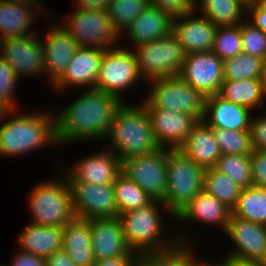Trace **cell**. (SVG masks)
<instances>
[{"label": "cell", "instance_id": "cell-1", "mask_svg": "<svg viewBox=\"0 0 266 266\" xmlns=\"http://www.w3.org/2000/svg\"><path fill=\"white\" fill-rule=\"evenodd\" d=\"M118 97L97 89H87L56 114L57 139L63 143L104 139L118 107Z\"/></svg>", "mask_w": 266, "mask_h": 266}, {"label": "cell", "instance_id": "cell-2", "mask_svg": "<svg viewBox=\"0 0 266 266\" xmlns=\"http://www.w3.org/2000/svg\"><path fill=\"white\" fill-rule=\"evenodd\" d=\"M151 153L167 170L162 202L166 212L175 217L204 189L205 169L186 156L179 145L157 143Z\"/></svg>", "mask_w": 266, "mask_h": 266}, {"label": "cell", "instance_id": "cell-3", "mask_svg": "<svg viewBox=\"0 0 266 266\" xmlns=\"http://www.w3.org/2000/svg\"><path fill=\"white\" fill-rule=\"evenodd\" d=\"M15 112L17 110L0 111V155L25 156L45 145L59 144L55 114L53 117L50 112L20 115Z\"/></svg>", "mask_w": 266, "mask_h": 266}, {"label": "cell", "instance_id": "cell-4", "mask_svg": "<svg viewBox=\"0 0 266 266\" xmlns=\"http://www.w3.org/2000/svg\"><path fill=\"white\" fill-rule=\"evenodd\" d=\"M104 139H109V149L120 161L152 152L158 143L150 115L143 103L131 105L123 103L115 112Z\"/></svg>", "mask_w": 266, "mask_h": 266}, {"label": "cell", "instance_id": "cell-5", "mask_svg": "<svg viewBox=\"0 0 266 266\" xmlns=\"http://www.w3.org/2000/svg\"><path fill=\"white\" fill-rule=\"evenodd\" d=\"M160 204L164 207L162 201L153 200L144 207L119 214L126 243L139 257L148 252L167 249L176 241H191L186 240V236L181 233L175 236L163 234L165 230L162 226L164 221L160 215Z\"/></svg>", "mask_w": 266, "mask_h": 266}, {"label": "cell", "instance_id": "cell-6", "mask_svg": "<svg viewBox=\"0 0 266 266\" xmlns=\"http://www.w3.org/2000/svg\"><path fill=\"white\" fill-rule=\"evenodd\" d=\"M61 177L42 181L32 187L28 197L33 217L31 223L63 227L76 217L69 183L63 174Z\"/></svg>", "mask_w": 266, "mask_h": 266}, {"label": "cell", "instance_id": "cell-7", "mask_svg": "<svg viewBox=\"0 0 266 266\" xmlns=\"http://www.w3.org/2000/svg\"><path fill=\"white\" fill-rule=\"evenodd\" d=\"M148 83L151 88L142 102L146 109H168L203 121L206 98L179 75L153 79Z\"/></svg>", "mask_w": 266, "mask_h": 266}, {"label": "cell", "instance_id": "cell-8", "mask_svg": "<svg viewBox=\"0 0 266 266\" xmlns=\"http://www.w3.org/2000/svg\"><path fill=\"white\" fill-rule=\"evenodd\" d=\"M141 80L178 76L184 66L185 53L177 37L170 33L132 48Z\"/></svg>", "mask_w": 266, "mask_h": 266}, {"label": "cell", "instance_id": "cell-9", "mask_svg": "<svg viewBox=\"0 0 266 266\" xmlns=\"http://www.w3.org/2000/svg\"><path fill=\"white\" fill-rule=\"evenodd\" d=\"M62 27L70 34L79 47L110 49L121 39L106 10H75L64 16ZM67 17V18H66ZM119 38V39H118Z\"/></svg>", "mask_w": 266, "mask_h": 266}, {"label": "cell", "instance_id": "cell-10", "mask_svg": "<svg viewBox=\"0 0 266 266\" xmlns=\"http://www.w3.org/2000/svg\"><path fill=\"white\" fill-rule=\"evenodd\" d=\"M132 48L115 46L104 50L95 89L124 100L122 91L136 85L141 78Z\"/></svg>", "mask_w": 266, "mask_h": 266}, {"label": "cell", "instance_id": "cell-11", "mask_svg": "<svg viewBox=\"0 0 266 266\" xmlns=\"http://www.w3.org/2000/svg\"><path fill=\"white\" fill-rule=\"evenodd\" d=\"M75 216L82 219L118 216L113 184L67 180Z\"/></svg>", "mask_w": 266, "mask_h": 266}, {"label": "cell", "instance_id": "cell-12", "mask_svg": "<svg viewBox=\"0 0 266 266\" xmlns=\"http://www.w3.org/2000/svg\"><path fill=\"white\" fill-rule=\"evenodd\" d=\"M224 61L213 51L185 55L179 76L205 98L218 93L224 80Z\"/></svg>", "mask_w": 266, "mask_h": 266}, {"label": "cell", "instance_id": "cell-13", "mask_svg": "<svg viewBox=\"0 0 266 266\" xmlns=\"http://www.w3.org/2000/svg\"><path fill=\"white\" fill-rule=\"evenodd\" d=\"M35 35L1 41L0 56L13 68L19 79L46 73L42 42Z\"/></svg>", "mask_w": 266, "mask_h": 266}, {"label": "cell", "instance_id": "cell-14", "mask_svg": "<svg viewBox=\"0 0 266 266\" xmlns=\"http://www.w3.org/2000/svg\"><path fill=\"white\" fill-rule=\"evenodd\" d=\"M121 173L135 182L153 200H164L167 170L152 153L126 158L121 161Z\"/></svg>", "mask_w": 266, "mask_h": 266}, {"label": "cell", "instance_id": "cell-15", "mask_svg": "<svg viewBox=\"0 0 266 266\" xmlns=\"http://www.w3.org/2000/svg\"><path fill=\"white\" fill-rule=\"evenodd\" d=\"M93 256L96 261L122 256H138L126 243L119 216L88 219Z\"/></svg>", "mask_w": 266, "mask_h": 266}, {"label": "cell", "instance_id": "cell-16", "mask_svg": "<svg viewBox=\"0 0 266 266\" xmlns=\"http://www.w3.org/2000/svg\"><path fill=\"white\" fill-rule=\"evenodd\" d=\"M196 12L176 16L173 20L172 33L185 54L212 51L214 46L218 26Z\"/></svg>", "mask_w": 266, "mask_h": 266}, {"label": "cell", "instance_id": "cell-17", "mask_svg": "<svg viewBox=\"0 0 266 266\" xmlns=\"http://www.w3.org/2000/svg\"><path fill=\"white\" fill-rule=\"evenodd\" d=\"M225 233L236 247L227 256L266 263V225L231 215Z\"/></svg>", "mask_w": 266, "mask_h": 266}, {"label": "cell", "instance_id": "cell-18", "mask_svg": "<svg viewBox=\"0 0 266 266\" xmlns=\"http://www.w3.org/2000/svg\"><path fill=\"white\" fill-rule=\"evenodd\" d=\"M67 180L88 182L95 185L113 184L121 173V161L109 149L104 148L77 161L68 171L61 170Z\"/></svg>", "mask_w": 266, "mask_h": 266}, {"label": "cell", "instance_id": "cell-19", "mask_svg": "<svg viewBox=\"0 0 266 266\" xmlns=\"http://www.w3.org/2000/svg\"><path fill=\"white\" fill-rule=\"evenodd\" d=\"M104 49L78 47L63 76L53 85L59 91L71 86L95 89ZM65 88V89H64Z\"/></svg>", "mask_w": 266, "mask_h": 266}, {"label": "cell", "instance_id": "cell-20", "mask_svg": "<svg viewBox=\"0 0 266 266\" xmlns=\"http://www.w3.org/2000/svg\"><path fill=\"white\" fill-rule=\"evenodd\" d=\"M48 28L42 42L46 74L54 85L64 74L71 58L79 47L70 34L59 24Z\"/></svg>", "mask_w": 266, "mask_h": 266}, {"label": "cell", "instance_id": "cell-21", "mask_svg": "<svg viewBox=\"0 0 266 266\" xmlns=\"http://www.w3.org/2000/svg\"><path fill=\"white\" fill-rule=\"evenodd\" d=\"M174 17L164 10L149 5L121 34L130 40L134 48L172 33ZM125 33V35H124Z\"/></svg>", "mask_w": 266, "mask_h": 266}, {"label": "cell", "instance_id": "cell-22", "mask_svg": "<svg viewBox=\"0 0 266 266\" xmlns=\"http://www.w3.org/2000/svg\"><path fill=\"white\" fill-rule=\"evenodd\" d=\"M251 110L226 101L217 94L205 99L203 121L213 129L249 131Z\"/></svg>", "mask_w": 266, "mask_h": 266}, {"label": "cell", "instance_id": "cell-23", "mask_svg": "<svg viewBox=\"0 0 266 266\" xmlns=\"http://www.w3.org/2000/svg\"><path fill=\"white\" fill-rule=\"evenodd\" d=\"M158 143L182 146L199 122L194 116L168 109H147Z\"/></svg>", "mask_w": 266, "mask_h": 266}, {"label": "cell", "instance_id": "cell-24", "mask_svg": "<svg viewBox=\"0 0 266 266\" xmlns=\"http://www.w3.org/2000/svg\"><path fill=\"white\" fill-rule=\"evenodd\" d=\"M231 215V208L203 189L174 219L185 223L195 221L219 225L225 232Z\"/></svg>", "mask_w": 266, "mask_h": 266}, {"label": "cell", "instance_id": "cell-25", "mask_svg": "<svg viewBox=\"0 0 266 266\" xmlns=\"http://www.w3.org/2000/svg\"><path fill=\"white\" fill-rule=\"evenodd\" d=\"M43 9L42 5L33 2L23 4L0 2V38H17L35 34V32H29V29L32 27L33 21L36 20V16H39L40 13H45L46 16L49 14L47 10L44 12L45 9Z\"/></svg>", "mask_w": 266, "mask_h": 266}, {"label": "cell", "instance_id": "cell-26", "mask_svg": "<svg viewBox=\"0 0 266 266\" xmlns=\"http://www.w3.org/2000/svg\"><path fill=\"white\" fill-rule=\"evenodd\" d=\"M182 148L186 156L204 169L214 168L221 156L213 128L204 121H199L192 128Z\"/></svg>", "mask_w": 266, "mask_h": 266}, {"label": "cell", "instance_id": "cell-27", "mask_svg": "<svg viewBox=\"0 0 266 266\" xmlns=\"http://www.w3.org/2000/svg\"><path fill=\"white\" fill-rule=\"evenodd\" d=\"M19 250L46 259L62 249L63 227L27 224L18 235Z\"/></svg>", "mask_w": 266, "mask_h": 266}, {"label": "cell", "instance_id": "cell-28", "mask_svg": "<svg viewBox=\"0 0 266 266\" xmlns=\"http://www.w3.org/2000/svg\"><path fill=\"white\" fill-rule=\"evenodd\" d=\"M62 248L78 266L95 263L88 220L75 217L63 226Z\"/></svg>", "mask_w": 266, "mask_h": 266}, {"label": "cell", "instance_id": "cell-29", "mask_svg": "<svg viewBox=\"0 0 266 266\" xmlns=\"http://www.w3.org/2000/svg\"><path fill=\"white\" fill-rule=\"evenodd\" d=\"M222 99L256 111L263 107L266 93L260 78H248L240 81L223 80L217 93Z\"/></svg>", "mask_w": 266, "mask_h": 266}, {"label": "cell", "instance_id": "cell-30", "mask_svg": "<svg viewBox=\"0 0 266 266\" xmlns=\"http://www.w3.org/2000/svg\"><path fill=\"white\" fill-rule=\"evenodd\" d=\"M195 0V10L198 14L211 20L217 26H237L242 22L245 8L238 0ZM199 5V6H198Z\"/></svg>", "mask_w": 266, "mask_h": 266}, {"label": "cell", "instance_id": "cell-31", "mask_svg": "<svg viewBox=\"0 0 266 266\" xmlns=\"http://www.w3.org/2000/svg\"><path fill=\"white\" fill-rule=\"evenodd\" d=\"M192 242L176 241L171 247L140 256L138 266H192L197 261Z\"/></svg>", "mask_w": 266, "mask_h": 266}, {"label": "cell", "instance_id": "cell-32", "mask_svg": "<svg viewBox=\"0 0 266 266\" xmlns=\"http://www.w3.org/2000/svg\"><path fill=\"white\" fill-rule=\"evenodd\" d=\"M232 215L266 225V188L251 186L242 189Z\"/></svg>", "mask_w": 266, "mask_h": 266}, {"label": "cell", "instance_id": "cell-33", "mask_svg": "<svg viewBox=\"0 0 266 266\" xmlns=\"http://www.w3.org/2000/svg\"><path fill=\"white\" fill-rule=\"evenodd\" d=\"M113 187L118 216L121 213L144 207L153 201L142 188L122 173L116 177Z\"/></svg>", "mask_w": 266, "mask_h": 266}, {"label": "cell", "instance_id": "cell-34", "mask_svg": "<svg viewBox=\"0 0 266 266\" xmlns=\"http://www.w3.org/2000/svg\"><path fill=\"white\" fill-rule=\"evenodd\" d=\"M203 187L206 192L213 195L220 202L225 203L231 209L236 205L242 190L230 178L215 168L204 170Z\"/></svg>", "mask_w": 266, "mask_h": 266}, {"label": "cell", "instance_id": "cell-35", "mask_svg": "<svg viewBox=\"0 0 266 266\" xmlns=\"http://www.w3.org/2000/svg\"><path fill=\"white\" fill-rule=\"evenodd\" d=\"M214 168L242 189L252 186L250 154H221Z\"/></svg>", "mask_w": 266, "mask_h": 266}, {"label": "cell", "instance_id": "cell-36", "mask_svg": "<svg viewBox=\"0 0 266 266\" xmlns=\"http://www.w3.org/2000/svg\"><path fill=\"white\" fill-rule=\"evenodd\" d=\"M264 59L246 53L224 60V80L261 78Z\"/></svg>", "mask_w": 266, "mask_h": 266}, {"label": "cell", "instance_id": "cell-37", "mask_svg": "<svg viewBox=\"0 0 266 266\" xmlns=\"http://www.w3.org/2000/svg\"><path fill=\"white\" fill-rule=\"evenodd\" d=\"M149 5L150 0H111L106 11L121 35Z\"/></svg>", "mask_w": 266, "mask_h": 266}, {"label": "cell", "instance_id": "cell-38", "mask_svg": "<svg viewBox=\"0 0 266 266\" xmlns=\"http://www.w3.org/2000/svg\"><path fill=\"white\" fill-rule=\"evenodd\" d=\"M221 154L246 155L253 151L250 131L213 129Z\"/></svg>", "mask_w": 266, "mask_h": 266}, {"label": "cell", "instance_id": "cell-39", "mask_svg": "<svg viewBox=\"0 0 266 266\" xmlns=\"http://www.w3.org/2000/svg\"><path fill=\"white\" fill-rule=\"evenodd\" d=\"M212 51L223 61L242 53L240 25L218 26Z\"/></svg>", "mask_w": 266, "mask_h": 266}, {"label": "cell", "instance_id": "cell-40", "mask_svg": "<svg viewBox=\"0 0 266 266\" xmlns=\"http://www.w3.org/2000/svg\"><path fill=\"white\" fill-rule=\"evenodd\" d=\"M246 18L239 24L243 53L266 60V34Z\"/></svg>", "mask_w": 266, "mask_h": 266}, {"label": "cell", "instance_id": "cell-41", "mask_svg": "<svg viewBox=\"0 0 266 266\" xmlns=\"http://www.w3.org/2000/svg\"><path fill=\"white\" fill-rule=\"evenodd\" d=\"M18 81L19 78L13 68L0 56V111L16 110L14 92Z\"/></svg>", "mask_w": 266, "mask_h": 266}, {"label": "cell", "instance_id": "cell-42", "mask_svg": "<svg viewBox=\"0 0 266 266\" xmlns=\"http://www.w3.org/2000/svg\"><path fill=\"white\" fill-rule=\"evenodd\" d=\"M250 161L252 186L266 188V151L253 150Z\"/></svg>", "mask_w": 266, "mask_h": 266}, {"label": "cell", "instance_id": "cell-43", "mask_svg": "<svg viewBox=\"0 0 266 266\" xmlns=\"http://www.w3.org/2000/svg\"><path fill=\"white\" fill-rule=\"evenodd\" d=\"M249 131L253 150L266 151V111L251 118Z\"/></svg>", "mask_w": 266, "mask_h": 266}, {"label": "cell", "instance_id": "cell-44", "mask_svg": "<svg viewBox=\"0 0 266 266\" xmlns=\"http://www.w3.org/2000/svg\"><path fill=\"white\" fill-rule=\"evenodd\" d=\"M153 7L170 13L173 17L195 10V0H150Z\"/></svg>", "mask_w": 266, "mask_h": 266}, {"label": "cell", "instance_id": "cell-45", "mask_svg": "<svg viewBox=\"0 0 266 266\" xmlns=\"http://www.w3.org/2000/svg\"><path fill=\"white\" fill-rule=\"evenodd\" d=\"M248 21L266 34V0L247 8Z\"/></svg>", "mask_w": 266, "mask_h": 266}, {"label": "cell", "instance_id": "cell-46", "mask_svg": "<svg viewBox=\"0 0 266 266\" xmlns=\"http://www.w3.org/2000/svg\"><path fill=\"white\" fill-rule=\"evenodd\" d=\"M13 258L11 266H46L45 259L22 250L17 252Z\"/></svg>", "mask_w": 266, "mask_h": 266}, {"label": "cell", "instance_id": "cell-47", "mask_svg": "<svg viewBox=\"0 0 266 266\" xmlns=\"http://www.w3.org/2000/svg\"><path fill=\"white\" fill-rule=\"evenodd\" d=\"M139 256H122L98 260L92 266H138Z\"/></svg>", "mask_w": 266, "mask_h": 266}, {"label": "cell", "instance_id": "cell-48", "mask_svg": "<svg viewBox=\"0 0 266 266\" xmlns=\"http://www.w3.org/2000/svg\"><path fill=\"white\" fill-rule=\"evenodd\" d=\"M46 266H78L62 248L45 259Z\"/></svg>", "mask_w": 266, "mask_h": 266}, {"label": "cell", "instance_id": "cell-49", "mask_svg": "<svg viewBox=\"0 0 266 266\" xmlns=\"http://www.w3.org/2000/svg\"><path fill=\"white\" fill-rule=\"evenodd\" d=\"M111 0H74L75 8L85 10H107Z\"/></svg>", "mask_w": 266, "mask_h": 266}, {"label": "cell", "instance_id": "cell-50", "mask_svg": "<svg viewBox=\"0 0 266 266\" xmlns=\"http://www.w3.org/2000/svg\"><path fill=\"white\" fill-rule=\"evenodd\" d=\"M220 261L219 266H266V263L253 260H245L237 257L226 256Z\"/></svg>", "mask_w": 266, "mask_h": 266}, {"label": "cell", "instance_id": "cell-51", "mask_svg": "<svg viewBox=\"0 0 266 266\" xmlns=\"http://www.w3.org/2000/svg\"><path fill=\"white\" fill-rule=\"evenodd\" d=\"M245 8L259 4L262 0H238Z\"/></svg>", "mask_w": 266, "mask_h": 266}, {"label": "cell", "instance_id": "cell-52", "mask_svg": "<svg viewBox=\"0 0 266 266\" xmlns=\"http://www.w3.org/2000/svg\"><path fill=\"white\" fill-rule=\"evenodd\" d=\"M261 83L263 85L264 91L266 93V60L263 62V67H262V75H261Z\"/></svg>", "mask_w": 266, "mask_h": 266}, {"label": "cell", "instance_id": "cell-53", "mask_svg": "<svg viewBox=\"0 0 266 266\" xmlns=\"http://www.w3.org/2000/svg\"><path fill=\"white\" fill-rule=\"evenodd\" d=\"M192 266H219V263H216V264L213 265L212 263L210 264V263H208L206 261L205 262L204 261L201 262V260L200 261L197 260Z\"/></svg>", "mask_w": 266, "mask_h": 266}, {"label": "cell", "instance_id": "cell-54", "mask_svg": "<svg viewBox=\"0 0 266 266\" xmlns=\"http://www.w3.org/2000/svg\"><path fill=\"white\" fill-rule=\"evenodd\" d=\"M3 3H12V4H23L25 2H30L29 0H0Z\"/></svg>", "mask_w": 266, "mask_h": 266}, {"label": "cell", "instance_id": "cell-55", "mask_svg": "<svg viewBox=\"0 0 266 266\" xmlns=\"http://www.w3.org/2000/svg\"><path fill=\"white\" fill-rule=\"evenodd\" d=\"M30 2H33V3H36V4H39L38 2V0H29Z\"/></svg>", "mask_w": 266, "mask_h": 266}]
</instances>
